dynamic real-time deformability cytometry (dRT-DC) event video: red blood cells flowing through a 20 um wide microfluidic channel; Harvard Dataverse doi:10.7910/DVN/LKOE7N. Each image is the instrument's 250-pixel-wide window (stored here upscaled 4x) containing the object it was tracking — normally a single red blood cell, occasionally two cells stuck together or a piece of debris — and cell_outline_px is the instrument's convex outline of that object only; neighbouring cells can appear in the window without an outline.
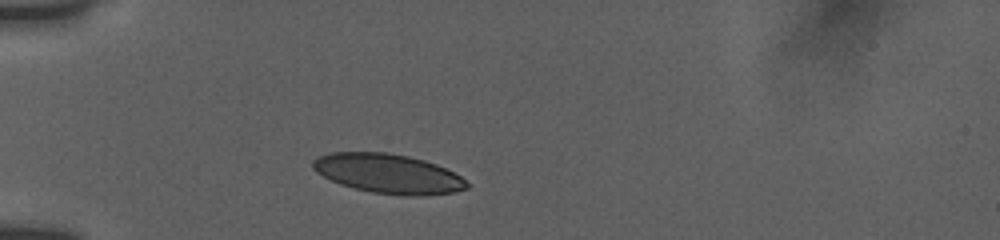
{"species": "human", "species_latin": "Homo sapiens", "temperature_condition": "room temperature", "stored_images_in_passage": 39, "camera_frame_rate_fps": 3000, "um_per_image_px": 0.085, "donor": {"sex": "female"}, "frame": {"image": 1, "passage_image": 1, "time_ms": 0.0, "image_size_px": [1000, 240], "cell_outline_px": [[472, 184], [468, 188], [456, 192], [416, 196], [404, 196], [372, 192], [340, 184], [316, 172], [312, 168], [312, 160], [320, 156], [332, 152], [388, 152], [408, 156], [424, 160], [436, 164], [460, 176]], "centroid_in_image_um": [33.02, 14.76], "position_along_channel_um": 52.0, "area_um2": 35.37}}
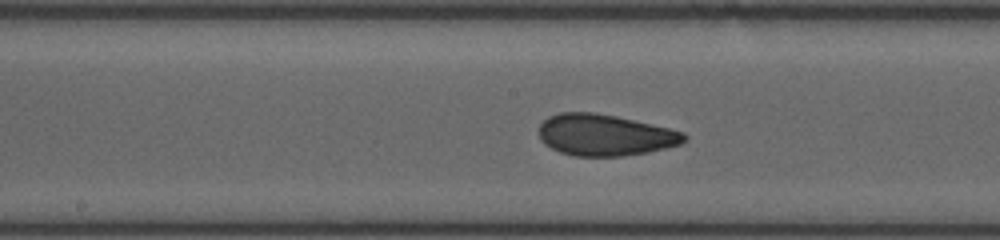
{"frame": {"image": 2, "passage_image": 14, "time_ms": 4.333, "image_size_px": [1000, 240], "cell_outline_px": [[688, 136], [680, 144], [648, 152], [624, 156], [572, 156], [560, 152], [544, 144], [540, 140], [540, 124], [548, 116], [560, 112], [592, 112], [616, 116], [668, 128], [684, 132]], "centroid_in_image_um": [51.39, 11.48], "position_along_channel_um": 196.8, "area_um2": 34.97}}
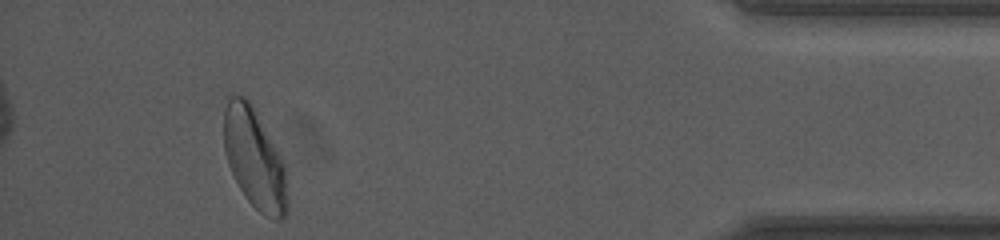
{"frame": {"image": 3, "passage_image": 35, "time_ms": 11.333, "image_size_px": [1000, 240], "cell_outline_px": [[288, 212], [280, 220], [276, 220], [264, 216], [244, 196], [228, 164], [224, 152], [224, 108], [228, 96], [244, 96], [252, 104], [280, 156], [284, 164], [288, 196]], "centroid_in_image_um": [21.63, 13.51], "position_along_channel_um": 413.6, "area_um2": 36.93}, "authors_computed_cell_mechanics": {"area_um2": 35.4314, "velocity_mm_per_s": 3.8198, "shape_relaxation_time_tau1_ms": 5.327, "shape_relaxation_time_tau2_ms": 1.1324, "deformation_change_tau1": 0.1369, "deformation_change_tau2": 0.0725}}